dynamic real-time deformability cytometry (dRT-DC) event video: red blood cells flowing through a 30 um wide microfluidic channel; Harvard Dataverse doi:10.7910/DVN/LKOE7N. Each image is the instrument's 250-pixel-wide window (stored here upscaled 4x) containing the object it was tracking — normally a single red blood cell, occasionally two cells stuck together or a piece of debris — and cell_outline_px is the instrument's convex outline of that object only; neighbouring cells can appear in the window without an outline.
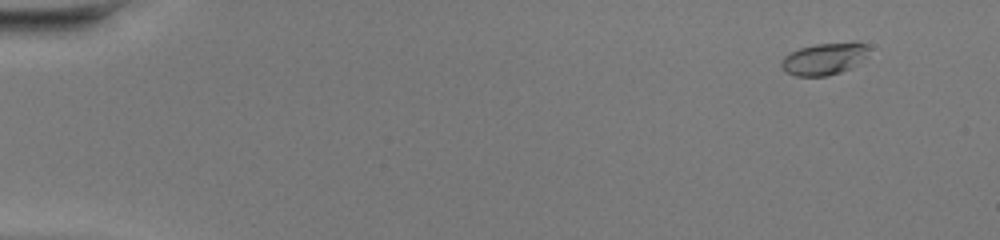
{"species": "common noctule bat (a hibernating species)", "species_latin": "Nyctalus noctula", "temperature_condition": "warm", "stored_images_in_passage": 49, "camera_frame_rate_fps": 3000, "um_per_image_px": 0.085, "animal": {"sex": "female", "body_mass_g": 20.0, "forearm_length_mm": 54.0}, "frame": {"image": 1, "passage_image": 4, "time_ms": 1.0, "image_size_px": [1000, 240], "cell_outline_px": [[868, 48], [864, 56], [848, 68], [840, 72], [828, 76], [796, 76], [784, 72], [780, 68], [780, 60], [784, 56], [800, 48], [816, 44], [852, 40], [856, 40], [864, 44]], "centroid_in_image_um": [69.97, 4.98], "position_along_channel_um": 15.0, "area_um2": 16.3}}
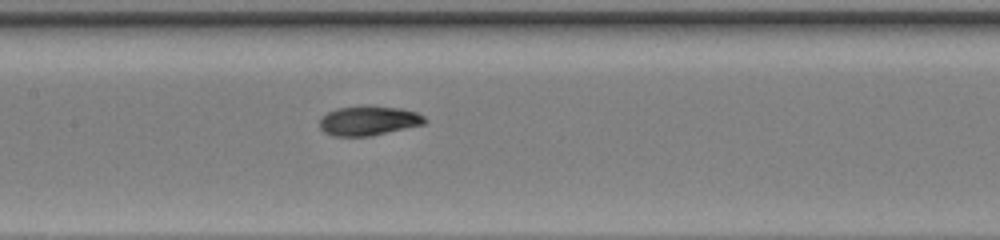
{"frame": {"image": 2, "passage_image": 25, "time_ms": 8.0, "image_size_px": [1000, 240], "cell_outline_px": [[428, 120], [424, 124], [372, 136], [332, 136], [324, 132], [320, 128], [320, 116], [336, 108], [368, 104], [400, 108], [416, 112], [424, 116]], "centroid_in_image_um": [31.32, 10.24], "position_along_channel_um": 176.1, "area_um2": 18.5}}
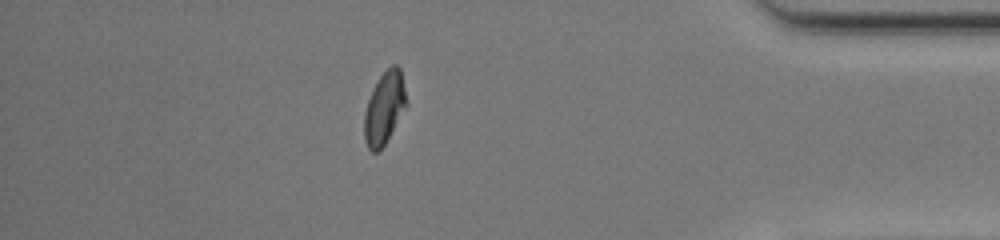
{"frame": {"image": 3, "passage_image": 43, "time_ms": 14.0, "image_size_px": [1000, 240], "cell_outline_px": [[408, 104], [380, 152], [372, 152], [368, 148], [364, 140], [364, 112], [368, 100], [380, 76], [392, 64], [396, 64], [400, 68]], "centroid_in_image_um": [32.67, 9.21], "position_along_channel_um": 402.5, "area_um2": 17.69}, "authors_computed_cell_mechanics": {"area_um2": 17.3978, "velocity_mm_per_s": 4.339, "shape_relaxation_time_tau1_ms": 4.5646, "shape_relaxation_time_tau2_ms": 1.009, "deformation_change_tau1": 0.1995, "deformation_change_tau2": 0.0538}}